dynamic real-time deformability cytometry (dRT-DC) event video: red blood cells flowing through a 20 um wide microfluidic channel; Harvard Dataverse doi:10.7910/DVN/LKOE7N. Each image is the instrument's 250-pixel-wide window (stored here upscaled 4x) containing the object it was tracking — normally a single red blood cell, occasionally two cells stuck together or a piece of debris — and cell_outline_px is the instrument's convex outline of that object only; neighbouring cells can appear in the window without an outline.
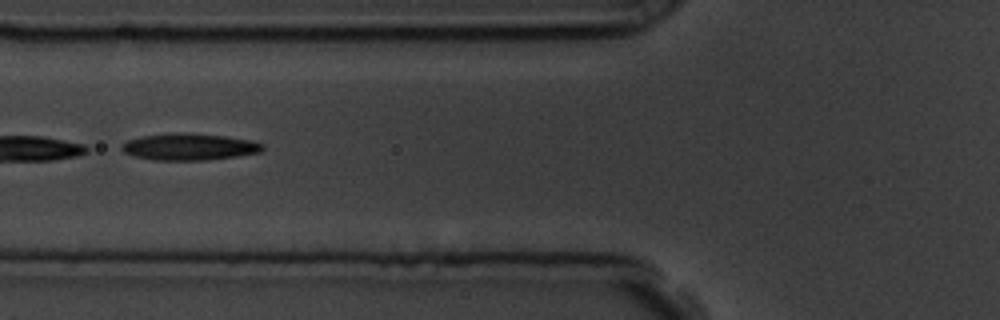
{"species": "common noctule bat (a hibernating species)", "species_latin": "Nyctalus noctula", "temperature_condition": "room temperature", "stored_images_in_passage": 9, "camera_frame_rate_fps": 3000, "um_per_image_px": 0.085, "animal": {"sex": "male", "body_mass_g": 19.5, "forearm_length_mm": 54.6}, "frame": {"image": 1, "passage_image": 4, "time_ms": 1.0, "image_size_px": [1000, 320], "cell_outline_px": [[264, 148], [260, 152], [236, 156], [204, 160], [152, 160], [132, 156], [124, 152], [120, 148], [128, 140], [144, 136], [184, 132], [192, 132], [224, 136], [252, 140], [264, 144]], "centroid_in_image_um": [16.1, 12.48], "position_along_channel_um": 109.7, "area_um2": 21.91}}